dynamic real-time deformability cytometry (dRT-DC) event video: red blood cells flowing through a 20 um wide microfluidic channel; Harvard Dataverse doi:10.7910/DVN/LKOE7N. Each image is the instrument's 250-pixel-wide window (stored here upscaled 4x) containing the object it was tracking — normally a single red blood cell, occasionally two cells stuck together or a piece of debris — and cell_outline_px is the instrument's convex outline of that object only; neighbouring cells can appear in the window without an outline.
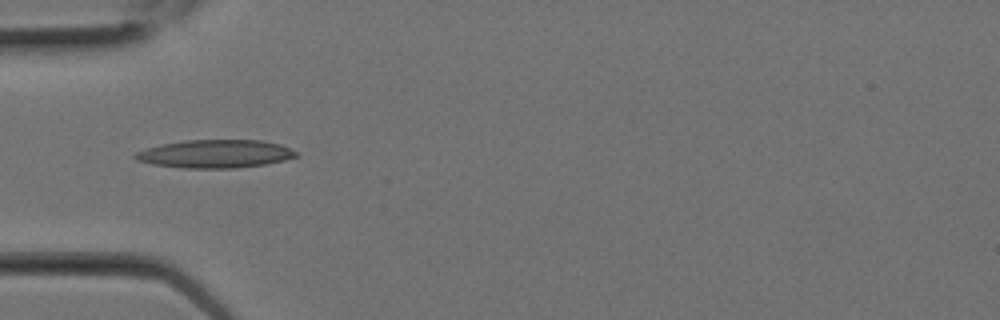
{"species": "Egyptian fruit bat (a non-hibernating species)", "species_latin": "Rousettus aegyptiacus", "temperature_condition": "room temperature", "stored_images_in_passage": 2, "camera_frame_rate_fps": 3000, "um_per_image_px": 0.085, "animal": {"sex": "female"}, "frame": {"image": 1, "passage_image": 2, "time_ms": 0.333, "image_size_px": [1000, 320], "cell_outline_px": [[300, 156], [284, 160], [264, 164], [236, 168], [184, 168], [152, 164], [136, 160], [132, 156], [136, 152], [160, 144], [184, 140], [260, 140], [280, 144], [296, 152]], "centroid_in_image_um": [18.27, 13.07], "position_along_channel_um": 66.7, "area_um2": 26.36}}